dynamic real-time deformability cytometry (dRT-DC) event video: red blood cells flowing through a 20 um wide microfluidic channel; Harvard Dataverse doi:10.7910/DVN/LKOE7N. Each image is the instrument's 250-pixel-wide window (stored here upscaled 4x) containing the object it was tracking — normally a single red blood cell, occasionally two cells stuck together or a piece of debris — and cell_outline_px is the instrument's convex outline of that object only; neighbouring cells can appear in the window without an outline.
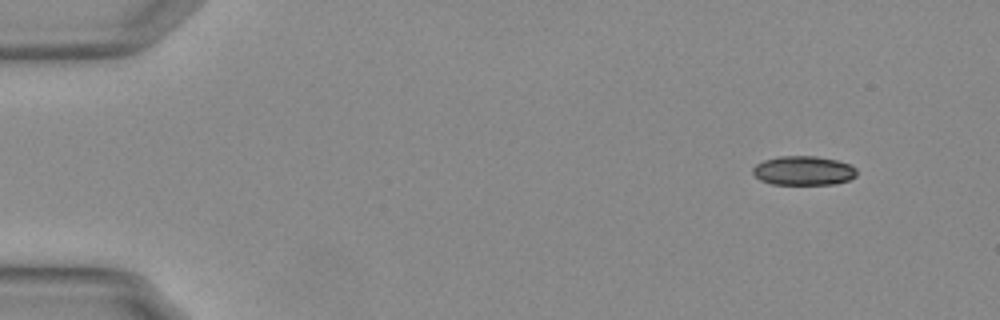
{"species": "Egyptian fruit bat (a non-hibernating species)", "species_latin": "Rousettus aegyptiacus", "temperature_condition": "warm", "stored_images_in_passage": 10, "camera_frame_rate_fps": 3000, "um_per_image_px": 0.085, "animal": {"sex": "female"}, "frame": {"image": 1, "passage_image": 1, "time_ms": 0.0, "image_size_px": [1000, 320], "cell_outline_px": [[856, 176], [848, 180], [836, 184], [772, 184], [760, 180], [752, 172], [752, 168], [756, 164], [764, 160], [780, 156], [816, 156], [836, 160], [852, 164], [856, 168]], "centroid_in_image_um": [68.31, 14.5], "position_along_channel_um": 16.7, "area_um2": 17.74}}